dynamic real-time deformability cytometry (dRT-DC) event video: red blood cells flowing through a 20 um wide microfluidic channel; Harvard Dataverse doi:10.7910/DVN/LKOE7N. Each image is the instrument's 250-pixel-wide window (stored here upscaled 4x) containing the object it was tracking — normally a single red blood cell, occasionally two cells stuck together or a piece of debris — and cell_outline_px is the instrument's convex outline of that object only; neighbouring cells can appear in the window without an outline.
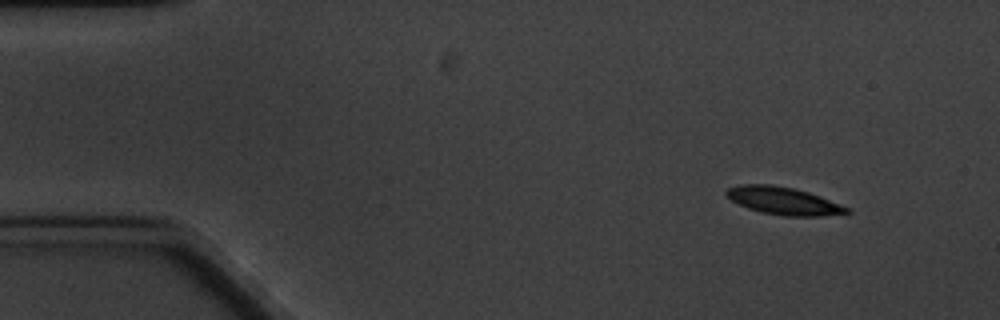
{"species": "common noctule bat (a hibernating species)", "species_latin": "Nyctalus noctula", "temperature_condition": "cold", "stored_images_in_passage": 6, "camera_frame_rate_fps": 3000, "um_per_image_px": 0.085, "animal": {"sex": "male", "body_mass_g": 20.1, "forearm_length_mm": 53.5}, "frame": {"image": 1, "passage_image": 1, "time_ms": 0.0, "image_size_px": [1000, 320], "cell_outline_px": [[852, 212], [820, 216], [784, 216], [760, 212], [748, 208], [724, 196], [724, 192], [728, 188], [744, 184], [772, 184], [792, 188], [808, 192], [820, 196], [848, 208]], "centroid_in_image_um": [66.55, 17.07], "position_along_channel_um": 18.4, "area_um2": 19.19}}
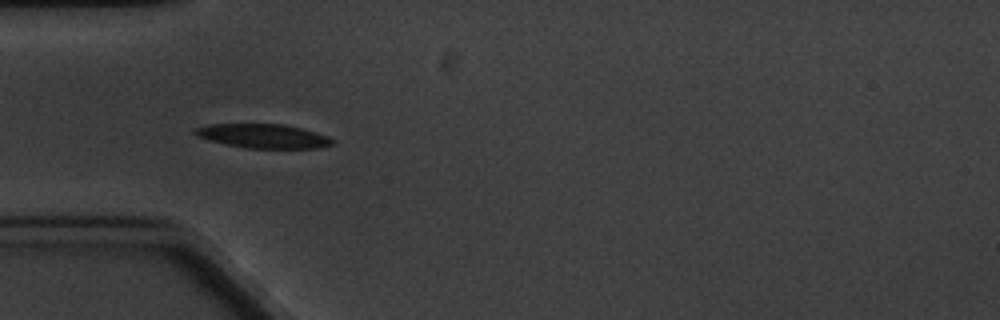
{"frame": {"image": 2, "passage_image": 4, "time_ms": 4.0, "image_size_px": [1000, 320], "cell_outline_px": [[336, 144], [316, 148], [248, 148], [208, 140], [196, 136], [192, 132], [196, 128], [208, 124], [280, 124], [300, 128], [316, 132], [328, 136], [336, 140]], "centroid_in_image_um": [22.4, 11.56], "position_along_channel_um": 62.6, "area_um2": 19.25}}